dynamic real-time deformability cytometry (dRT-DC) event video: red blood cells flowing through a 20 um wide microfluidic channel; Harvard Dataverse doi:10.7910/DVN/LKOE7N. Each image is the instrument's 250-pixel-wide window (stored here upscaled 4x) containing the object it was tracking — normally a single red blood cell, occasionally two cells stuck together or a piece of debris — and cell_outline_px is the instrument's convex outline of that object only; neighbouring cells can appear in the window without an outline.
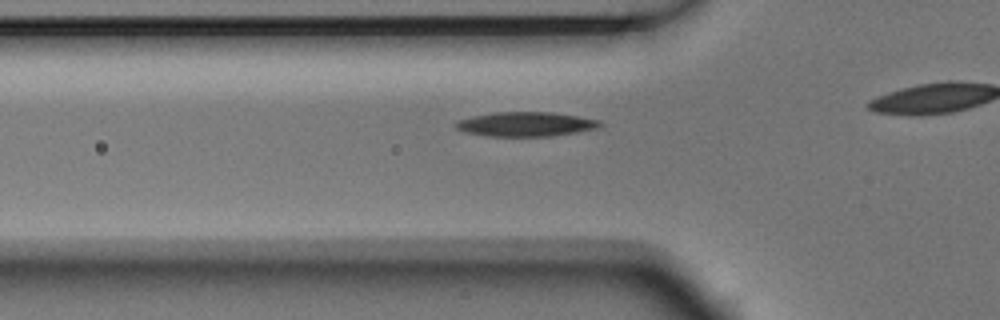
{"species": "Egyptian fruit bat (a non-hibernating species)", "species_latin": "Rousettus aegyptiacus", "temperature_condition": "room temperature", "stored_images_in_passage": 4, "camera_frame_rate_fps": 3000, "um_per_image_px": 0.085, "animal": {"sex": "male"}, "frame": {"image": 1, "passage_image": 4, "time_ms": 1.0, "image_size_px": [1000, 320], "cell_outline_px": [[604, 124], [600, 128], [552, 136], [488, 136], [464, 132], [456, 128], [456, 120], [496, 112], [552, 112], [600, 120]], "centroid_in_image_um": [44.73, 10.56], "position_along_channel_um": 81.1, "area_um2": 20.46}}